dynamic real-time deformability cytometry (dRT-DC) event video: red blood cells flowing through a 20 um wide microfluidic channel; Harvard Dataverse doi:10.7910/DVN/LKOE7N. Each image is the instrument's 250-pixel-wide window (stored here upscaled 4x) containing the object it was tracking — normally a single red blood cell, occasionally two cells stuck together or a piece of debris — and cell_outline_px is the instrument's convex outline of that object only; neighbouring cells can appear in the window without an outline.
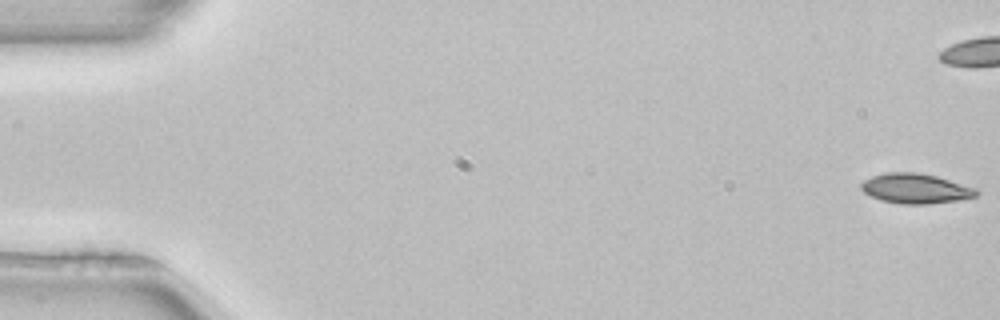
{"species": "common noctule bat (a hibernating species)", "species_latin": "Nyctalus noctula", "temperature_condition": "room temperature", "stored_images_in_passage": 53, "camera_frame_rate_fps": 3000, "um_per_image_px": 0.085, "animal": {"sex": "female", "body_mass_g": 22.7, "forearm_length_mm": 54.2}, "frame": {"image": 1, "passage_image": 1, "time_ms": 0.0, "image_size_px": [1000, 320], "cell_outline_px": [[980, 192], [976, 196], [960, 200], [928, 204], [900, 204], [880, 200], [864, 192], [860, 188], [860, 184], [864, 180], [872, 176], [888, 172], [916, 172], [936, 176], [976, 188]], "centroid_in_image_um": [77.82, 16.03], "position_along_channel_um": 7.2, "area_um2": 20.11}, "authors_computed_cell_mechanics": {"area_um2": 20.0566, "velocity_mm_per_s": 3.9655, "shape_relaxation_time_tau1_ms": 5.531, "shape_relaxation_time_tau2_ms": null, "deformation_change_tau1": 0.1197, "deformation_change_tau2": null}}